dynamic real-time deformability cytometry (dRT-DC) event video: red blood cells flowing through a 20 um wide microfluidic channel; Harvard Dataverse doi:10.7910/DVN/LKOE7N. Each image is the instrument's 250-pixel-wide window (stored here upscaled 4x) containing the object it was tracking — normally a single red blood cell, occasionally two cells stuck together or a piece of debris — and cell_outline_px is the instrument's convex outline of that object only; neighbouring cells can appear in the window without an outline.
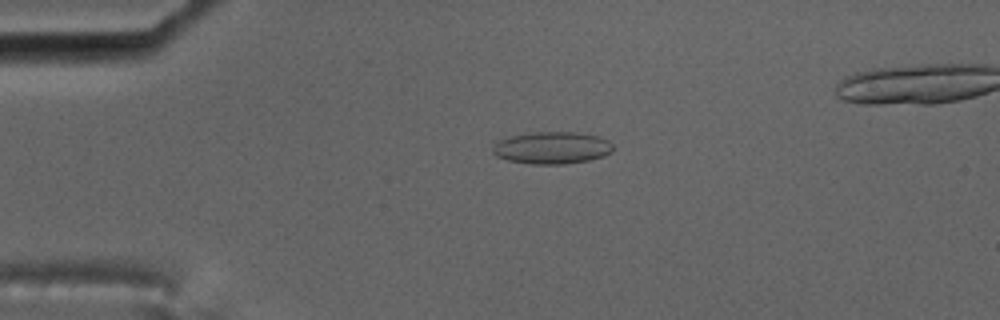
{"species": "common noctule bat (a hibernating species)", "species_latin": "Nyctalus noctula", "temperature_condition": "cold", "stored_images_in_passage": 43, "camera_frame_rate_fps": 3000, "um_per_image_px": 0.085, "animal": {"sex": "male", "body_mass_g": 17.5, "forearm_length_mm": 52.3}, "frame": {"image": 1, "passage_image": 1, "time_ms": 0.0, "image_size_px": [1000, 320], "cell_outline_px": [[612, 152], [604, 156], [588, 160], [564, 164], [532, 164], [508, 160], [496, 156], [492, 152], [492, 148], [500, 140], [512, 136], [536, 132], [576, 132], [600, 136], [608, 140], [612, 144]], "centroid_in_image_um": [46.95, 12.56], "position_along_channel_um": 38.0, "area_um2": 22.43}}